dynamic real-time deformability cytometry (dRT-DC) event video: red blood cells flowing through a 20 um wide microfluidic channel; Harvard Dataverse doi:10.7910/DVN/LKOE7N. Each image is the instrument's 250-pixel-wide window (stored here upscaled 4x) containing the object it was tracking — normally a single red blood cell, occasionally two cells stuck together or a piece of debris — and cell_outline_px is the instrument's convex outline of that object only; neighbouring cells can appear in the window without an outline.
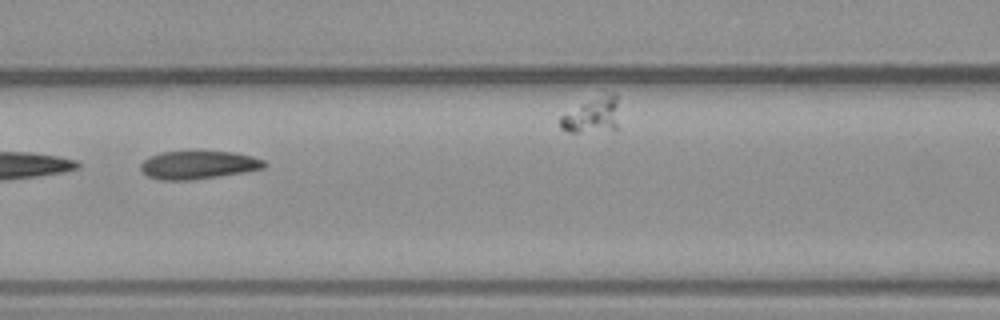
{"species": "common noctule bat (a hibernating species)", "species_latin": "Nyctalus noctula", "temperature_condition": "warm", "stored_images_in_passage": 9, "camera_frame_rate_fps": 3000, "um_per_image_px": 0.085, "animal": {"sex": "male", "body_mass_g": 23.1, "forearm_length_mm": 52.7}, "frame": {"image": 1, "passage_image": 7, "time_ms": 7.333, "image_size_px": [1000, 320], "cell_outline_px": [[268, 164], [264, 168], [244, 172], [220, 176], [192, 180], [160, 180], [148, 176], [140, 168], [140, 164], [148, 156], [160, 152], [236, 152], [252, 156], [264, 160]], "centroid_in_image_um": [16.86, 14.02], "position_along_channel_um": 149.7, "area_um2": 20.29}}
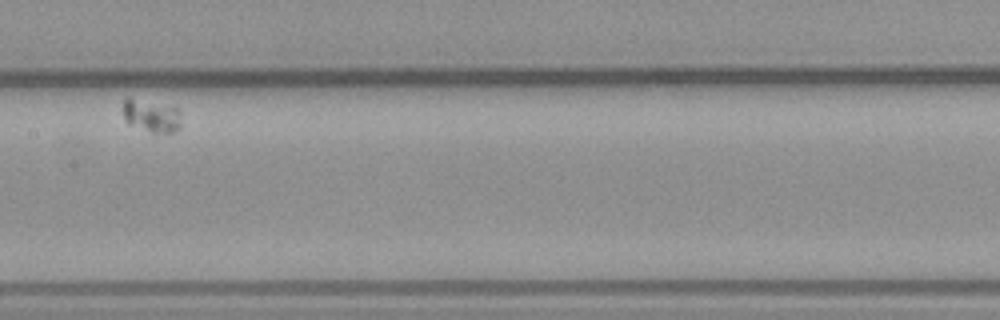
{"frame": {"image": 2, "passage_image": 9, "time_ms": 10.0, "image_size_px": [1000, 320], "cell_outline_px": [[180, 128], [176, 132], [152, 132], [128, 124], [124, 120], [124, 96], [128, 96], [176, 108], [180, 124]], "centroid_in_image_um": [12.8, 9.83], "position_along_channel_um": 194.6, "area_um2": 10.87}}